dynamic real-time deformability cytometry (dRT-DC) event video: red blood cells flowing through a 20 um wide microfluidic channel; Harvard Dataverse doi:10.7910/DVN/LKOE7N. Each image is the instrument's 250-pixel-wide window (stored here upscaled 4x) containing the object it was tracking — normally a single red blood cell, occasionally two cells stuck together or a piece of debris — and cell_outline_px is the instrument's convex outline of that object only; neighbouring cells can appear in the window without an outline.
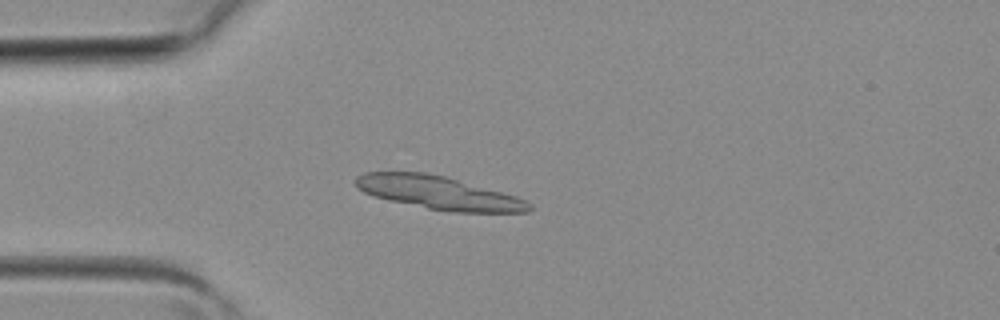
{"species": "common noctule bat (a hibernating species)", "species_latin": "Nyctalus noctula", "temperature_condition": "room temperature", "stored_images_in_passage": 3, "segment_of_instrument_passage": [1, 2], "camera_frame_rate_fps": 3000, "um_per_image_px": 0.085, "animal": {"sex": "female", "body_mass_g": 19.3, "forearm_length_mm": 54.1}, "frame": {"image": 1, "passage_image": 2, "time_ms": 0.333, "image_size_px": [1000, 320], "cell_outline_px": [[532, 208], [528, 212], [456, 212], [428, 208], [388, 200], [372, 196], [356, 188], [356, 176], [364, 172], [428, 172], [444, 176], [516, 196], [528, 200], [532, 204]], "centroid_in_image_um": [37.27, 16.38], "position_along_channel_um": 47.7, "area_um2": 33.41}}